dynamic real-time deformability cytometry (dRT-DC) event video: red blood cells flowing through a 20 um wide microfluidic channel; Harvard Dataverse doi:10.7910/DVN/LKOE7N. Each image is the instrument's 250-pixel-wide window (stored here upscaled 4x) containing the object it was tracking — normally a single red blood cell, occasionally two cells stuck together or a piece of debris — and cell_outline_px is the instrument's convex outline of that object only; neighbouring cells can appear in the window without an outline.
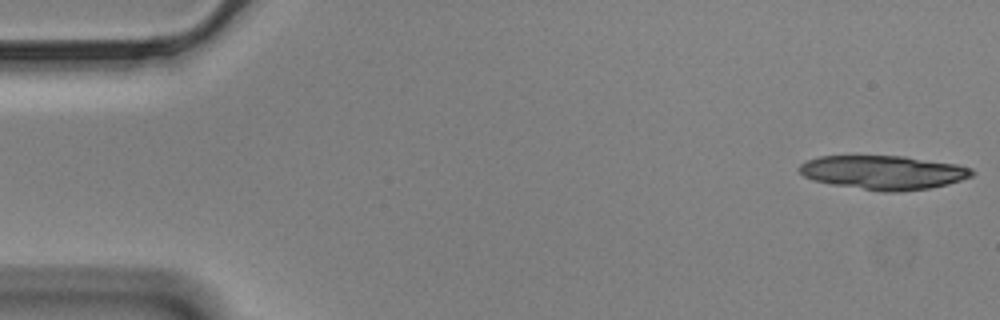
{"species": "Egyptian fruit bat (a non-hibernating species)", "species_latin": "Rousettus aegyptiacus", "temperature_condition": "cold", "stored_images_in_passage": 16, "camera_frame_rate_fps": 3000, "um_per_image_px": 0.085, "animal": {"sex": "male"}, "frame": {"image": 1, "passage_image": 1, "time_ms": 0.0, "image_size_px": [1000, 320], "cell_outline_px": [[976, 172], [972, 176], [948, 184], [928, 188], [900, 192], [884, 192], [832, 184], [812, 180], [804, 176], [796, 168], [800, 164], [808, 160], [820, 156], [904, 156], [956, 164], [972, 168]], "centroid_in_image_um": [75.09, 14.65], "position_along_channel_um": 9.9, "area_um2": 34.16}}